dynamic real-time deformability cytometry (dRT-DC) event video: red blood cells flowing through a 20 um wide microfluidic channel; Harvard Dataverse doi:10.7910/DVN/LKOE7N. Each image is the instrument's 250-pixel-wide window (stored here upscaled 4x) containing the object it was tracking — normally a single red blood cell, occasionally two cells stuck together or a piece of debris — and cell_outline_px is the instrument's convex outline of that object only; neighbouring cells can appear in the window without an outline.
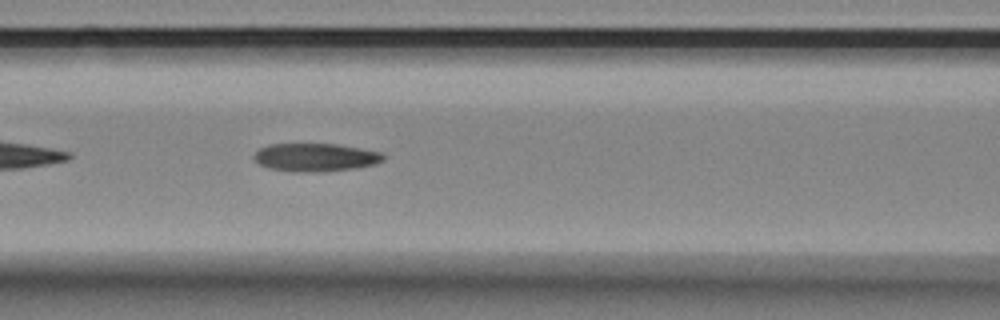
{"species": "Egyptian fruit bat (a non-hibernating species)", "species_latin": "Rousettus aegyptiacus", "temperature_condition": "room temperature", "stored_images_in_passage": 17, "camera_frame_rate_fps": 3000, "um_per_image_px": 0.085, "animal": {"sex": "female"}, "frame": {"image": 1, "passage_image": 10, "time_ms": 3.0, "image_size_px": [1000, 320], "cell_outline_px": [[384, 160], [376, 164], [356, 168], [320, 172], [296, 172], [268, 168], [260, 164], [252, 156], [260, 148], [268, 144], [336, 144], [360, 148], [380, 152], [384, 156]], "centroid_in_image_um": [26.81, 13.38], "position_along_channel_um": 139.8, "area_um2": 21.21}}